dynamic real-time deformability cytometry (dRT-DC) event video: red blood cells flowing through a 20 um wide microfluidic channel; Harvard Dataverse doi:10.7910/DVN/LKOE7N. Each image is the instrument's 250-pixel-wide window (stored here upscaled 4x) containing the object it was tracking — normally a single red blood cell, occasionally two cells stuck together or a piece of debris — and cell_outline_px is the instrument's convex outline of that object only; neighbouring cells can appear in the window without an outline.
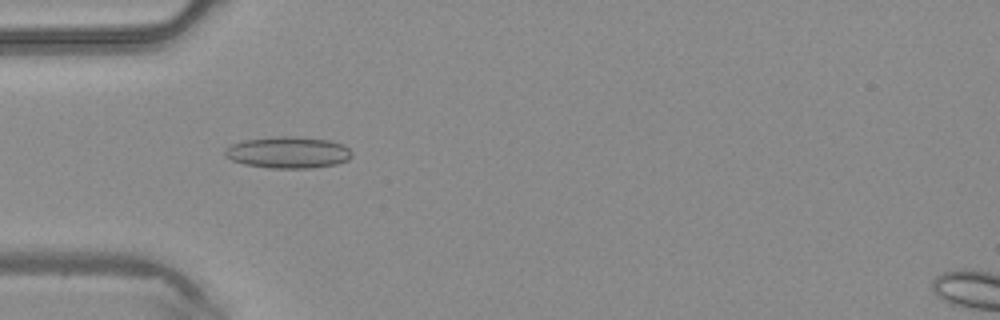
{"species": "common noctule bat (a hibernating species)", "species_latin": "Nyctalus noctula", "temperature_condition": "warm", "stored_images_in_passage": 45, "camera_frame_rate_fps": 3000, "um_per_image_px": 0.085, "animal": {"sex": "male", "body_mass_g": 20.4}, "frame": {"image": 1, "passage_image": 14, "time_ms": 4.333, "image_size_px": [1000, 320], "cell_outline_px": [[352, 156], [348, 160], [336, 164], [312, 168], [268, 168], [244, 164], [232, 160], [224, 156], [224, 152], [232, 144], [244, 140], [280, 136], [296, 136], [328, 140], [344, 144], [352, 152]], "centroid_in_image_um": [24.51, 12.96], "position_along_channel_um": 60.5, "area_um2": 23.41}}
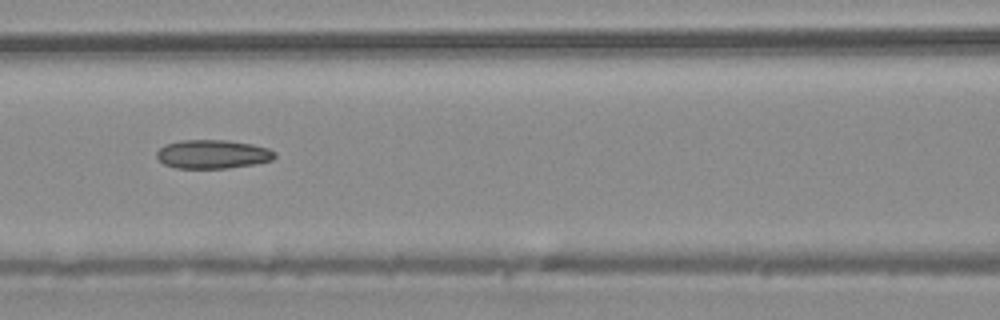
{"frame": {"image": 2, "passage_image": 20, "time_ms": 6.333, "image_size_px": [1000, 320], "cell_outline_px": [[276, 156], [272, 160], [256, 164], [228, 168], [176, 168], [164, 164], [156, 156], [156, 152], [164, 144], [184, 140], [224, 140], [252, 144], [268, 148], [276, 152]], "centroid_in_image_um": [18.09, 13.11], "position_along_channel_um": 148.5, "area_um2": 19.83}}
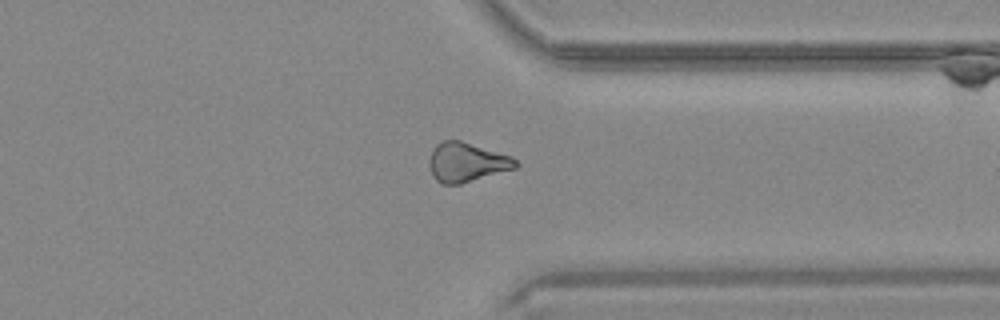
{"frame": {"image": 3, "passage_image": 35, "time_ms": 11.333, "image_size_px": [1000, 320], "cell_outline_px": [[520, 164], [516, 168], [460, 184], [440, 184], [436, 180], [428, 164], [428, 160], [436, 144], [444, 140], [460, 140], [512, 156]], "centroid_in_image_um": [39.67, 13.79], "position_along_channel_um": 371.7, "area_um2": 19.77}}